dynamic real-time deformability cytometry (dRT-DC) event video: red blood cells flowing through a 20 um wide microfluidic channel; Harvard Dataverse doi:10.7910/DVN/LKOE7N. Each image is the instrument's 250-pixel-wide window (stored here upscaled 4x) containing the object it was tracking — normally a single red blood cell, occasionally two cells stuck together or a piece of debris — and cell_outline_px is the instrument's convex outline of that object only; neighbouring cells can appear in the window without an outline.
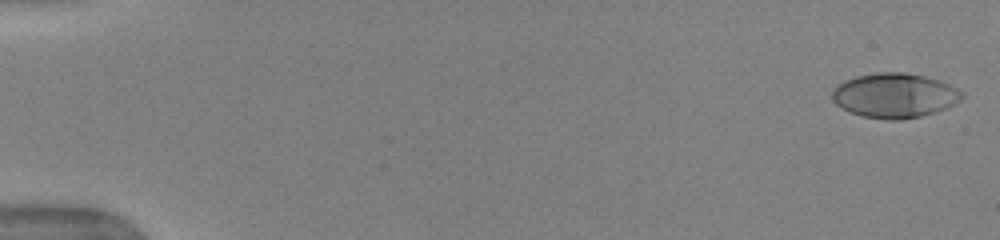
{"species": "human", "species_latin": "Homo sapiens", "temperature_condition": "warm", "stored_images_in_passage": 51, "camera_frame_rate_fps": 3000, "um_per_image_px": 0.085, "donor": {"sex": "female"}, "frame": {"image": 1, "passage_image": 1, "time_ms": 0.0, "image_size_px": [1000, 240], "cell_outline_px": [[964, 96], [960, 100], [948, 108], [936, 112], [920, 116], [900, 120], [888, 120], [864, 116], [852, 112], [836, 104], [832, 100], [832, 88], [836, 84], [844, 80], [856, 76], [876, 72], [904, 72], [924, 76], [940, 80], [964, 92]], "centroid_in_image_um": [76.05, 8.1], "position_along_channel_um": 9.0, "area_um2": 33.93}}
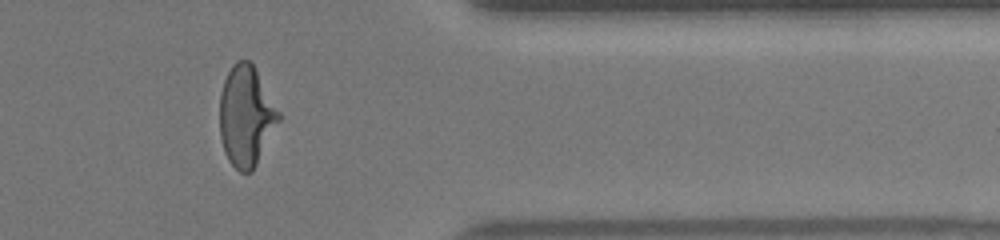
{"frame": {"image": 2, "passage_image": 43, "time_ms": 14.0, "image_size_px": [1000, 240], "cell_outline_px": [[284, 116], [252, 172], [240, 172], [228, 160], [220, 136], [220, 92], [224, 80], [232, 64], [236, 60], [248, 60], [252, 64]], "centroid_in_image_um": [20.96, 9.87], "position_along_channel_um": 390.4, "area_um2": 34.91}}
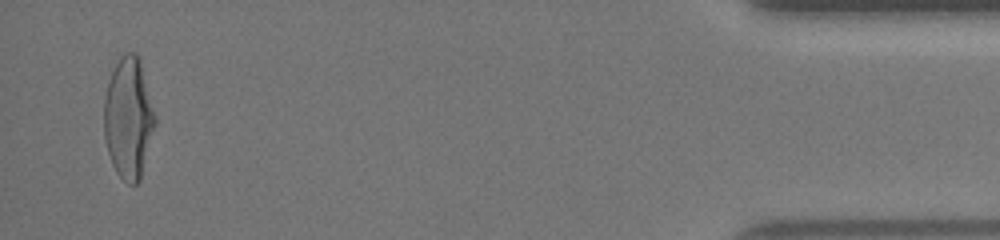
{"frame": {"image": 3, "passage_image": 50, "time_ms": 16.333, "image_size_px": [1000, 240], "cell_outline_px": [[156, 124], [140, 180], [136, 184], [128, 184], [116, 172], [112, 164], [108, 152], [104, 136], [104, 96], [108, 80], [120, 56], [124, 52], [136, 52], [140, 60], [156, 116]], "centroid_in_image_um": [10.92, 10.03], "position_along_channel_um": 424.3, "area_um2": 36.18}, "authors_computed_cell_mechanics": {"area_um2": 33.524, "velocity_mm_per_s": 3.9814, "shape_relaxation_time_tau1_ms": 4.0524, "shape_relaxation_time_tau2_ms": 0.6839, "deformation_change_tau1": 0.2255, "deformation_change_tau2": 0.0711}}